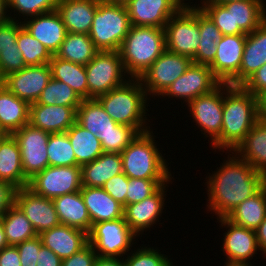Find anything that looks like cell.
<instances>
[{"label": "cell", "mask_w": 266, "mask_h": 266, "mask_svg": "<svg viewBox=\"0 0 266 266\" xmlns=\"http://www.w3.org/2000/svg\"><path fill=\"white\" fill-rule=\"evenodd\" d=\"M82 99L66 83L51 77L36 101L37 104L79 107Z\"/></svg>", "instance_id": "ab89813d"}, {"label": "cell", "mask_w": 266, "mask_h": 266, "mask_svg": "<svg viewBox=\"0 0 266 266\" xmlns=\"http://www.w3.org/2000/svg\"><path fill=\"white\" fill-rule=\"evenodd\" d=\"M78 107L30 104L29 124L49 133L66 132L75 122Z\"/></svg>", "instance_id": "603a6c76"}, {"label": "cell", "mask_w": 266, "mask_h": 266, "mask_svg": "<svg viewBox=\"0 0 266 266\" xmlns=\"http://www.w3.org/2000/svg\"><path fill=\"white\" fill-rule=\"evenodd\" d=\"M4 134L2 133V131L0 130V138L3 136Z\"/></svg>", "instance_id": "8c879c8a"}, {"label": "cell", "mask_w": 266, "mask_h": 266, "mask_svg": "<svg viewBox=\"0 0 266 266\" xmlns=\"http://www.w3.org/2000/svg\"><path fill=\"white\" fill-rule=\"evenodd\" d=\"M99 0H58L56 10L67 32L89 34Z\"/></svg>", "instance_id": "d4e9b609"}, {"label": "cell", "mask_w": 266, "mask_h": 266, "mask_svg": "<svg viewBox=\"0 0 266 266\" xmlns=\"http://www.w3.org/2000/svg\"><path fill=\"white\" fill-rule=\"evenodd\" d=\"M265 63L266 19L250 34H246L239 73L228 84L242 86Z\"/></svg>", "instance_id": "7402d4cb"}, {"label": "cell", "mask_w": 266, "mask_h": 266, "mask_svg": "<svg viewBox=\"0 0 266 266\" xmlns=\"http://www.w3.org/2000/svg\"><path fill=\"white\" fill-rule=\"evenodd\" d=\"M136 238L137 235L125 219L119 218L93 224L88 234V243L99 257L123 258L137 243L139 238Z\"/></svg>", "instance_id": "9c48e42d"}, {"label": "cell", "mask_w": 266, "mask_h": 266, "mask_svg": "<svg viewBox=\"0 0 266 266\" xmlns=\"http://www.w3.org/2000/svg\"><path fill=\"white\" fill-rule=\"evenodd\" d=\"M128 187V177L120 173L110 178L102 187L113 199L119 202L123 207L126 206V195Z\"/></svg>", "instance_id": "816d5d0a"}, {"label": "cell", "mask_w": 266, "mask_h": 266, "mask_svg": "<svg viewBox=\"0 0 266 266\" xmlns=\"http://www.w3.org/2000/svg\"><path fill=\"white\" fill-rule=\"evenodd\" d=\"M42 245L62 260L79 252L88 244V234L82 230L60 224L38 235Z\"/></svg>", "instance_id": "cb8c5ba5"}, {"label": "cell", "mask_w": 266, "mask_h": 266, "mask_svg": "<svg viewBox=\"0 0 266 266\" xmlns=\"http://www.w3.org/2000/svg\"><path fill=\"white\" fill-rule=\"evenodd\" d=\"M15 204L25 214L38 235L61 224L53 200L36 195L27 187L16 190Z\"/></svg>", "instance_id": "d6986e66"}, {"label": "cell", "mask_w": 266, "mask_h": 266, "mask_svg": "<svg viewBox=\"0 0 266 266\" xmlns=\"http://www.w3.org/2000/svg\"><path fill=\"white\" fill-rule=\"evenodd\" d=\"M0 180L11 183L17 189L27 187L29 182L22 168L19 144L10 134L0 138Z\"/></svg>", "instance_id": "83f0119b"}, {"label": "cell", "mask_w": 266, "mask_h": 266, "mask_svg": "<svg viewBox=\"0 0 266 266\" xmlns=\"http://www.w3.org/2000/svg\"><path fill=\"white\" fill-rule=\"evenodd\" d=\"M224 266H253V265L251 263L226 260V262H224Z\"/></svg>", "instance_id": "be15d7a7"}, {"label": "cell", "mask_w": 266, "mask_h": 266, "mask_svg": "<svg viewBox=\"0 0 266 266\" xmlns=\"http://www.w3.org/2000/svg\"><path fill=\"white\" fill-rule=\"evenodd\" d=\"M157 136L152 129L138 133L130 144L120 153L123 173L128 178L173 179L167 159L161 154Z\"/></svg>", "instance_id": "5b68a950"}, {"label": "cell", "mask_w": 266, "mask_h": 266, "mask_svg": "<svg viewBox=\"0 0 266 266\" xmlns=\"http://www.w3.org/2000/svg\"><path fill=\"white\" fill-rule=\"evenodd\" d=\"M261 115L266 117V96L261 100Z\"/></svg>", "instance_id": "03108f58"}, {"label": "cell", "mask_w": 266, "mask_h": 266, "mask_svg": "<svg viewBox=\"0 0 266 266\" xmlns=\"http://www.w3.org/2000/svg\"><path fill=\"white\" fill-rule=\"evenodd\" d=\"M261 116L259 98L242 86L223 83L221 135L209 146L215 152L233 151Z\"/></svg>", "instance_id": "7a4b0ae2"}, {"label": "cell", "mask_w": 266, "mask_h": 266, "mask_svg": "<svg viewBox=\"0 0 266 266\" xmlns=\"http://www.w3.org/2000/svg\"><path fill=\"white\" fill-rule=\"evenodd\" d=\"M49 166H76V157L66 132L50 133L47 141Z\"/></svg>", "instance_id": "b9f144b4"}, {"label": "cell", "mask_w": 266, "mask_h": 266, "mask_svg": "<svg viewBox=\"0 0 266 266\" xmlns=\"http://www.w3.org/2000/svg\"><path fill=\"white\" fill-rule=\"evenodd\" d=\"M265 0L232 1L233 29L250 34L266 19Z\"/></svg>", "instance_id": "d590c367"}, {"label": "cell", "mask_w": 266, "mask_h": 266, "mask_svg": "<svg viewBox=\"0 0 266 266\" xmlns=\"http://www.w3.org/2000/svg\"><path fill=\"white\" fill-rule=\"evenodd\" d=\"M184 5H191L190 2H186V1H191V0H180ZM190 3V4H189Z\"/></svg>", "instance_id": "89a4df30"}, {"label": "cell", "mask_w": 266, "mask_h": 266, "mask_svg": "<svg viewBox=\"0 0 266 266\" xmlns=\"http://www.w3.org/2000/svg\"><path fill=\"white\" fill-rule=\"evenodd\" d=\"M232 1H236V0H201L200 2H213V3L223 4L226 2H232Z\"/></svg>", "instance_id": "003e7915"}, {"label": "cell", "mask_w": 266, "mask_h": 266, "mask_svg": "<svg viewBox=\"0 0 266 266\" xmlns=\"http://www.w3.org/2000/svg\"><path fill=\"white\" fill-rule=\"evenodd\" d=\"M168 184L170 185V183L162 185L153 195L143 201L124 207L125 222L137 237H140V235L142 237L144 235L143 232L151 230V227L156 225L159 219L162 218L161 215L166 205L164 202L167 196Z\"/></svg>", "instance_id": "2e32d148"}, {"label": "cell", "mask_w": 266, "mask_h": 266, "mask_svg": "<svg viewBox=\"0 0 266 266\" xmlns=\"http://www.w3.org/2000/svg\"><path fill=\"white\" fill-rule=\"evenodd\" d=\"M217 220L218 224L226 229L221 247V251L226 255L225 259L251 263L250 260L258 254L257 251L260 252L255 230L238 226L226 217L217 218Z\"/></svg>", "instance_id": "ac0fdd59"}, {"label": "cell", "mask_w": 266, "mask_h": 266, "mask_svg": "<svg viewBox=\"0 0 266 266\" xmlns=\"http://www.w3.org/2000/svg\"><path fill=\"white\" fill-rule=\"evenodd\" d=\"M155 248V249H154ZM127 256V257H126ZM126 266H168L172 261L156 247L143 245L123 257Z\"/></svg>", "instance_id": "bcb514c9"}, {"label": "cell", "mask_w": 266, "mask_h": 266, "mask_svg": "<svg viewBox=\"0 0 266 266\" xmlns=\"http://www.w3.org/2000/svg\"><path fill=\"white\" fill-rule=\"evenodd\" d=\"M41 246L42 241L39 236L16 245L19 251L21 266H36Z\"/></svg>", "instance_id": "f907efd6"}, {"label": "cell", "mask_w": 266, "mask_h": 266, "mask_svg": "<svg viewBox=\"0 0 266 266\" xmlns=\"http://www.w3.org/2000/svg\"><path fill=\"white\" fill-rule=\"evenodd\" d=\"M52 200L61 224L89 234L92 223L81 196V191L61 195Z\"/></svg>", "instance_id": "f546056e"}, {"label": "cell", "mask_w": 266, "mask_h": 266, "mask_svg": "<svg viewBox=\"0 0 266 266\" xmlns=\"http://www.w3.org/2000/svg\"><path fill=\"white\" fill-rule=\"evenodd\" d=\"M131 26L125 5L99 2L89 36L99 51H118Z\"/></svg>", "instance_id": "8992f818"}, {"label": "cell", "mask_w": 266, "mask_h": 266, "mask_svg": "<svg viewBox=\"0 0 266 266\" xmlns=\"http://www.w3.org/2000/svg\"><path fill=\"white\" fill-rule=\"evenodd\" d=\"M30 104L0 83V130L12 135L29 123Z\"/></svg>", "instance_id": "f1b7e54d"}, {"label": "cell", "mask_w": 266, "mask_h": 266, "mask_svg": "<svg viewBox=\"0 0 266 266\" xmlns=\"http://www.w3.org/2000/svg\"><path fill=\"white\" fill-rule=\"evenodd\" d=\"M9 19L7 0H0V24Z\"/></svg>", "instance_id": "94428289"}, {"label": "cell", "mask_w": 266, "mask_h": 266, "mask_svg": "<svg viewBox=\"0 0 266 266\" xmlns=\"http://www.w3.org/2000/svg\"><path fill=\"white\" fill-rule=\"evenodd\" d=\"M12 135L19 144L22 168L28 180L49 166L47 154L49 132L28 123Z\"/></svg>", "instance_id": "4fadbf2b"}, {"label": "cell", "mask_w": 266, "mask_h": 266, "mask_svg": "<svg viewBox=\"0 0 266 266\" xmlns=\"http://www.w3.org/2000/svg\"><path fill=\"white\" fill-rule=\"evenodd\" d=\"M165 50L164 28L131 26L118 51L127 75L139 79Z\"/></svg>", "instance_id": "277c9868"}, {"label": "cell", "mask_w": 266, "mask_h": 266, "mask_svg": "<svg viewBox=\"0 0 266 266\" xmlns=\"http://www.w3.org/2000/svg\"><path fill=\"white\" fill-rule=\"evenodd\" d=\"M228 153V155H227ZM231 153V154H230ZM222 165L217 171L208 172L207 212L217 218L226 217L240 203L262 188V173L256 171L233 151H226Z\"/></svg>", "instance_id": "6da1fadb"}, {"label": "cell", "mask_w": 266, "mask_h": 266, "mask_svg": "<svg viewBox=\"0 0 266 266\" xmlns=\"http://www.w3.org/2000/svg\"><path fill=\"white\" fill-rule=\"evenodd\" d=\"M0 266H21L16 246L8 245L0 251Z\"/></svg>", "instance_id": "9f6ffc18"}, {"label": "cell", "mask_w": 266, "mask_h": 266, "mask_svg": "<svg viewBox=\"0 0 266 266\" xmlns=\"http://www.w3.org/2000/svg\"><path fill=\"white\" fill-rule=\"evenodd\" d=\"M200 42L192 62L209 65L215 58L221 32L213 21L199 8Z\"/></svg>", "instance_id": "f35d334b"}, {"label": "cell", "mask_w": 266, "mask_h": 266, "mask_svg": "<svg viewBox=\"0 0 266 266\" xmlns=\"http://www.w3.org/2000/svg\"><path fill=\"white\" fill-rule=\"evenodd\" d=\"M242 87L262 100L266 96V63L262 65Z\"/></svg>", "instance_id": "f5cc1de1"}, {"label": "cell", "mask_w": 266, "mask_h": 266, "mask_svg": "<svg viewBox=\"0 0 266 266\" xmlns=\"http://www.w3.org/2000/svg\"><path fill=\"white\" fill-rule=\"evenodd\" d=\"M123 173L120 153L103 152L94 161L81 166L82 186L103 187L115 175Z\"/></svg>", "instance_id": "4dcf8cb0"}, {"label": "cell", "mask_w": 266, "mask_h": 266, "mask_svg": "<svg viewBox=\"0 0 266 266\" xmlns=\"http://www.w3.org/2000/svg\"><path fill=\"white\" fill-rule=\"evenodd\" d=\"M22 22L12 19L0 24V52L2 50L18 48L17 36Z\"/></svg>", "instance_id": "681fc988"}, {"label": "cell", "mask_w": 266, "mask_h": 266, "mask_svg": "<svg viewBox=\"0 0 266 266\" xmlns=\"http://www.w3.org/2000/svg\"><path fill=\"white\" fill-rule=\"evenodd\" d=\"M166 183L172 184V179L128 178L126 205L143 201Z\"/></svg>", "instance_id": "7dc6e473"}, {"label": "cell", "mask_w": 266, "mask_h": 266, "mask_svg": "<svg viewBox=\"0 0 266 266\" xmlns=\"http://www.w3.org/2000/svg\"><path fill=\"white\" fill-rule=\"evenodd\" d=\"M99 52L89 34L68 32L55 56L82 65H87Z\"/></svg>", "instance_id": "8d00e7d4"}, {"label": "cell", "mask_w": 266, "mask_h": 266, "mask_svg": "<svg viewBox=\"0 0 266 266\" xmlns=\"http://www.w3.org/2000/svg\"><path fill=\"white\" fill-rule=\"evenodd\" d=\"M57 2L58 0H7L9 18L23 21L29 17L54 11L57 8Z\"/></svg>", "instance_id": "ee69618b"}, {"label": "cell", "mask_w": 266, "mask_h": 266, "mask_svg": "<svg viewBox=\"0 0 266 266\" xmlns=\"http://www.w3.org/2000/svg\"><path fill=\"white\" fill-rule=\"evenodd\" d=\"M196 6L213 21L222 35L245 34L241 29H233L232 2L223 4L200 2Z\"/></svg>", "instance_id": "7bdbcfd3"}, {"label": "cell", "mask_w": 266, "mask_h": 266, "mask_svg": "<svg viewBox=\"0 0 266 266\" xmlns=\"http://www.w3.org/2000/svg\"><path fill=\"white\" fill-rule=\"evenodd\" d=\"M191 63L190 57L166 49L139 78L149 99L161 97L166 89L186 72Z\"/></svg>", "instance_id": "30bf717a"}, {"label": "cell", "mask_w": 266, "mask_h": 266, "mask_svg": "<svg viewBox=\"0 0 266 266\" xmlns=\"http://www.w3.org/2000/svg\"><path fill=\"white\" fill-rule=\"evenodd\" d=\"M76 121L92 134L113 131L115 122L96 99L82 100L77 108Z\"/></svg>", "instance_id": "e575fe53"}, {"label": "cell", "mask_w": 266, "mask_h": 266, "mask_svg": "<svg viewBox=\"0 0 266 266\" xmlns=\"http://www.w3.org/2000/svg\"><path fill=\"white\" fill-rule=\"evenodd\" d=\"M98 255L89 243L79 252L62 260L61 266H94Z\"/></svg>", "instance_id": "db71d44e"}, {"label": "cell", "mask_w": 266, "mask_h": 266, "mask_svg": "<svg viewBox=\"0 0 266 266\" xmlns=\"http://www.w3.org/2000/svg\"><path fill=\"white\" fill-rule=\"evenodd\" d=\"M81 196L92 225L124 218V207L101 187L82 186Z\"/></svg>", "instance_id": "4316f807"}, {"label": "cell", "mask_w": 266, "mask_h": 266, "mask_svg": "<svg viewBox=\"0 0 266 266\" xmlns=\"http://www.w3.org/2000/svg\"><path fill=\"white\" fill-rule=\"evenodd\" d=\"M262 189L266 195V172L262 173Z\"/></svg>", "instance_id": "a7ac6f4b"}, {"label": "cell", "mask_w": 266, "mask_h": 266, "mask_svg": "<svg viewBox=\"0 0 266 266\" xmlns=\"http://www.w3.org/2000/svg\"><path fill=\"white\" fill-rule=\"evenodd\" d=\"M245 43L246 34L222 35L217 42L216 55L209 67L221 83H229L239 73Z\"/></svg>", "instance_id": "ffe728a7"}, {"label": "cell", "mask_w": 266, "mask_h": 266, "mask_svg": "<svg viewBox=\"0 0 266 266\" xmlns=\"http://www.w3.org/2000/svg\"><path fill=\"white\" fill-rule=\"evenodd\" d=\"M233 152L256 171L266 172V117L257 120Z\"/></svg>", "instance_id": "484cf974"}, {"label": "cell", "mask_w": 266, "mask_h": 266, "mask_svg": "<svg viewBox=\"0 0 266 266\" xmlns=\"http://www.w3.org/2000/svg\"><path fill=\"white\" fill-rule=\"evenodd\" d=\"M88 85V99L107 94L110 90L125 84L127 75L119 51H99L85 65Z\"/></svg>", "instance_id": "52a82bcc"}, {"label": "cell", "mask_w": 266, "mask_h": 266, "mask_svg": "<svg viewBox=\"0 0 266 266\" xmlns=\"http://www.w3.org/2000/svg\"><path fill=\"white\" fill-rule=\"evenodd\" d=\"M125 6L132 26L164 28L184 4L180 0H129Z\"/></svg>", "instance_id": "e0dca14e"}, {"label": "cell", "mask_w": 266, "mask_h": 266, "mask_svg": "<svg viewBox=\"0 0 266 266\" xmlns=\"http://www.w3.org/2000/svg\"><path fill=\"white\" fill-rule=\"evenodd\" d=\"M221 82L214 76L209 65L191 63L186 72L174 81L161 98L179 99L187 105L196 97L209 93ZM185 101V102H184Z\"/></svg>", "instance_id": "5bb4252c"}, {"label": "cell", "mask_w": 266, "mask_h": 266, "mask_svg": "<svg viewBox=\"0 0 266 266\" xmlns=\"http://www.w3.org/2000/svg\"><path fill=\"white\" fill-rule=\"evenodd\" d=\"M96 100L115 122L130 126L138 133L152 128L149 126L152 119L147 118L149 114L146 112L150 99L139 79L130 78L122 86L110 90Z\"/></svg>", "instance_id": "3957f363"}, {"label": "cell", "mask_w": 266, "mask_h": 266, "mask_svg": "<svg viewBox=\"0 0 266 266\" xmlns=\"http://www.w3.org/2000/svg\"><path fill=\"white\" fill-rule=\"evenodd\" d=\"M27 188L36 195L53 199L81 190V166H48L29 179Z\"/></svg>", "instance_id": "8fae6325"}, {"label": "cell", "mask_w": 266, "mask_h": 266, "mask_svg": "<svg viewBox=\"0 0 266 266\" xmlns=\"http://www.w3.org/2000/svg\"><path fill=\"white\" fill-rule=\"evenodd\" d=\"M77 166H83L94 161L102 153L103 149L97 135L82 127L77 121L66 131Z\"/></svg>", "instance_id": "1f68e13d"}, {"label": "cell", "mask_w": 266, "mask_h": 266, "mask_svg": "<svg viewBox=\"0 0 266 266\" xmlns=\"http://www.w3.org/2000/svg\"><path fill=\"white\" fill-rule=\"evenodd\" d=\"M21 22L22 26L52 55L59 50L68 33L57 10L29 17Z\"/></svg>", "instance_id": "44dd1931"}, {"label": "cell", "mask_w": 266, "mask_h": 266, "mask_svg": "<svg viewBox=\"0 0 266 266\" xmlns=\"http://www.w3.org/2000/svg\"><path fill=\"white\" fill-rule=\"evenodd\" d=\"M51 77L50 64L46 63L26 66L20 71L8 74L0 83L18 98L32 104L38 100Z\"/></svg>", "instance_id": "9a60e30c"}, {"label": "cell", "mask_w": 266, "mask_h": 266, "mask_svg": "<svg viewBox=\"0 0 266 266\" xmlns=\"http://www.w3.org/2000/svg\"><path fill=\"white\" fill-rule=\"evenodd\" d=\"M100 2L107 4H122L125 5L129 0H99Z\"/></svg>", "instance_id": "e7e4bbea"}, {"label": "cell", "mask_w": 266, "mask_h": 266, "mask_svg": "<svg viewBox=\"0 0 266 266\" xmlns=\"http://www.w3.org/2000/svg\"><path fill=\"white\" fill-rule=\"evenodd\" d=\"M16 190L11 183L0 180V218L15 203Z\"/></svg>", "instance_id": "11a10c76"}, {"label": "cell", "mask_w": 266, "mask_h": 266, "mask_svg": "<svg viewBox=\"0 0 266 266\" xmlns=\"http://www.w3.org/2000/svg\"><path fill=\"white\" fill-rule=\"evenodd\" d=\"M62 259L59 258L52 250L41 246L36 266H61Z\"/></svg>", "instance_id": "6f0895ef"}, {"label": "cell", "mask_w": 266, "mask_h": 266, "mask_svg": "<svg viewBox=\"0 0 266 266\" xmlns=\"http://www.w3.org/2000/svg\"><path fill=\"white\" fill-rule=\"evenodd\" d=\"M16 42L27 66L49 63L53 56L50 51L40 41L35 39L23 26L18 31Z\"/></svg>", "instance_id": "60d3db41"}, {"label": "cell", "mask_w": 266, "mask_h": 266, "mask_svg": "<svg viewBox=\"0 0 266 266\" xmlns=\"http://www.w3.org/2000/svg\"><path fill=\"white\" fill-rule=\"evenodd\" d=\"M0 220L9 245L16 246L38 236L33 225L15 203Z\"/></svg>", "instance_id": "74e56055"}, {"label": "cell", "mask_w": 266, "mask_h": 266, "mask_svg": "<svg viewBox=\"0 0 266 266\" xmlns=\"http://www.w3.org/2000/svg\"><path fill=\"white\" fill-rule=\"evenodd\" d=\"M26 66L18 48L2 50L0 52V81L8 74L20 71Z\"/></svg>", "instance_id": "c3c4849f"}, {"label": "cell", "mask_w": 266, "mask_h": 266, "mask_svg": "<svg viewBox=\"0 0 266 266\" xmlns=\"http://www.w3.org/2000/svg\"><path fill=\"white\" fill-rule=\"evenodd\" d=\"M94 266H126L123 258L99 257Z\"/></svg>", "instance_id": "91938a15"}, {"label": "cell", "mask_w": 266, "mask_h": 266, "mask_svg": "<svg viewBox=\"0 0 266 266\" xmlns=\"http://www.w3.org/2000/svg\"><path fill=\"white\" fill-rule=\"evenodd\" d=\"M257 244L260 252H262V258H266V217L259 227L255 230Z\"/></svg>", "instance_id": "680465c9"}, {"label": "cell", "mask_w": 266, "mask_h": 266, "mask_svg": "<svg viewBox=\"0 0 266 266\" xmlns=\"http://www.w3.org/2000/svg\"><path fill=\"white\" fill-rule=\"evenodd\" d=\"M8 245L9 244L5 235L4 227L0 220V251L3 250Z\"/></svg>", "instance_id": "6125c7cd"}, {"label": "cell", "mask_w": 266, "mask_h": 266, "mask_svg": "<svg viewBox=\"0 0 266 266\" xmlns=\"http://www.w3.org/2000/svg\"><path fill=\"white\" fill-rule=\"evenodd\" d=\"M168 266H175V265H173V262L171 261Z\"/></svg>", "instance_id": "2644e50d"}, {"label": "cell", "mask_w": 266, "mask_h": 266, "mask_svg": "<svg viewBox=\"0 0 266 266\" xmlns=\"http://www.w3.org/2000/svg\"><path fill=\"white\" fill-rule=\"evenodd\" d=\"M52 78L68 84L82 100L88 99L85 65L52 56L50 62Z\"/></svg>", "instance_id": "836d02e7"}, {"label": "cell", "mask_w": 266, "mask_h": 266, "mask_svg": "<svg viewBox=\"0 0 266 266\" xmlns=\"http://www.w3.org/2000/svg\"><path fill=\"white\" fill-rule=\"evenodd\" d=\"M166 49L191 59L200 42L199 7L196 3L184 5L164 27Z\"/></svg>", "instance_id": "ba28073f"}, {"label": "cell", "mask_w": 266, "mask_h": 266, "mask_svg": "<svg viewBox=\"0 0 266 266\" xmlns=\"http://www.w3.org/2000/svg\"><path fill=\"white\" fill-rule=\"evenodd\" d=\"M186 106L190 112L189 117H193L192 121L196 123L201 134L209 137L208 141L212 144L221 135L222 130L223 83L209 93L191 100Z\"/></svg>", "instance_id": "7c38bea8"}, {"label": "cell", "mask_w": 266, "mask_h": 266, "mask_svg": "<svg viewBox=\"0 0 266 266\" xmlns=\"http://www.w3.org/2000/svg\"><path fill=\"white\" fill-rule=\"evenodd\" d=\"M266 217V195L261 188L240 203L226 218L238 226L256 230Z\"/></svg>", "instance_id": "d6a6232c"}, {"label": "cell", "mask_w": 266, "mask_h": 266, "mask_svg": "<svg viewBox=\"0 0 266 266\" xmlns=\"http://www.w3.org/2000/svg\"><path fill=\"white\" fill-rule=\"evenodd\" d=\"M137 134L134 128L118 124L113 131L97 134V137L101 142L103 152L121 153Z\"/></svg>", "instance_id": "f6af8a7d"}]
</instances>
